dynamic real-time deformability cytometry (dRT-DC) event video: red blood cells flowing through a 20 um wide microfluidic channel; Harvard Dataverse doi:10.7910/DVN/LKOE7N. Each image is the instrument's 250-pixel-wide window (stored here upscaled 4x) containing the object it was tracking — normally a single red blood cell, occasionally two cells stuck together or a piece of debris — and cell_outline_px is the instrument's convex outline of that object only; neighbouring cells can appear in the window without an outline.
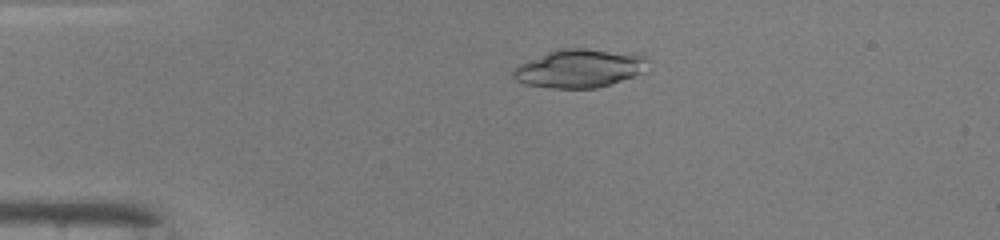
{"species": "common noctule bat (a hibernating species)", "species_latin": "Nyctalus noctula", "temperature_condition": "warm", "stored_images_in_passage": 49, "camera_frame_rate_fps": 3000, "um_per_image_px": 0.085, "animal": {"sex": "male", "body_mass_g": 19.0, "forearm_length_mm": 50.8}, "frame": {"image": 1, "passage_image": 11, "time_ms": 3.333, "image_size_px": [1000, 240], "cell_outline_px": [[648, 60], [640, 72], [636, 76], [596, 88], [552, 88], [524, 84], [516, 80], [512, 76], [512, 68], [516, 64], [548, 52], [560, 48], [584, 48], [636, 52], [644, 56]], "centroid_in_image_um": [49.21, 5.79], "position_along_channel_um": 35.8, "area_um2": 30.46}}
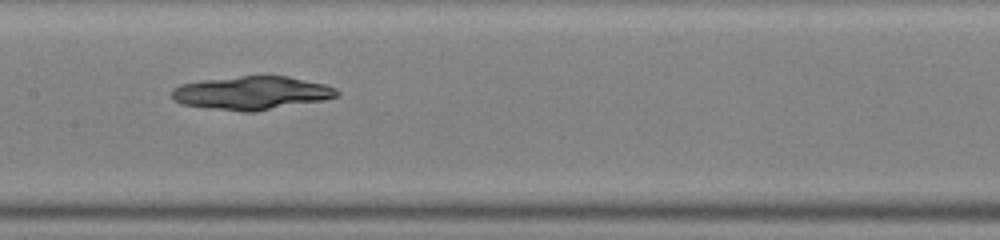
{"frame": {"image": 2, "passage_image": 25, "time_ms": 8.0, "image_size_px": [1000, 240], "cell_outline_px": [[340, 96], [324, 100], [252, 112], [244, 112], [180, 104], [172, 96], [172, 88], [180, 84], [204, 80], [240, 76], [288, 76], [324, 84], [336, 88], [340, 92]], "centroid_in_image_um": [21.43, 7.9], "position_along_channel_um": 186.0, "area_um2": 31.96}}
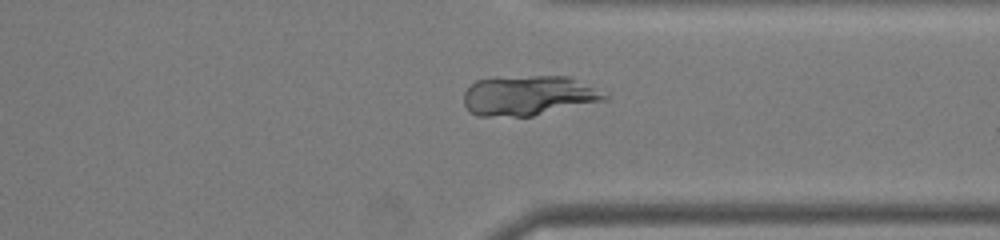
{"frame": {"image": 3, "passage_image": 38, "time_ms": 12.333, "image_size_px": [1000, 240], "cell_outline_px": [[608, 100], [532, 116], [476, 116], [468, 112], [464, 104], [464, 92], [476, 80], [532, 76], [572, 76], [608, 96]], "centroid_in_image_um": [44.92, 8.14], "position_along_channel_um": 366.5, "area_um2": 32.6}}